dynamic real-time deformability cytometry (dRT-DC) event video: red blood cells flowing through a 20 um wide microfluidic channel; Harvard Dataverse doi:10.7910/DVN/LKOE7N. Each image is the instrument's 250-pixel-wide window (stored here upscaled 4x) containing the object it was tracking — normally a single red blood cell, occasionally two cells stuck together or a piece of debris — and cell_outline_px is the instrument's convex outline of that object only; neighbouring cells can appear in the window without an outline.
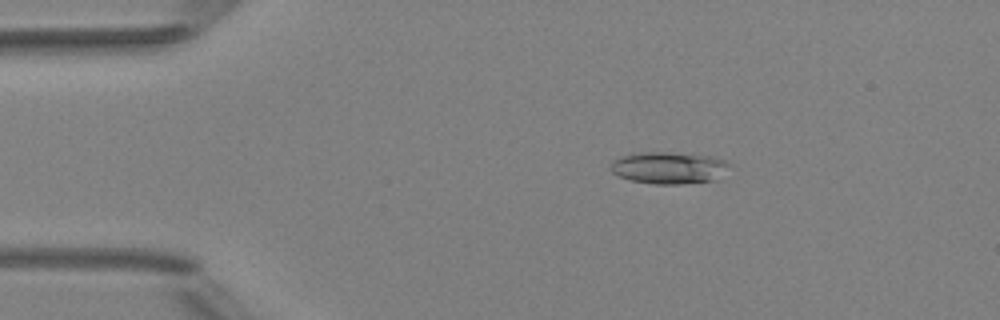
{"species": "Egyptian fruit bat (a non-hibernating species)", "species_latin": "Rousettus aegyptiacus", "temperature_condition": "room temperature", "stored_images_in_passage": 5, "camera_frame_rate_fps": 3000, "um_per_image_px": 0.085, "animal": {"sex": "female"}, "frame": {"image": 1, "passage_image": 1, "time_ms": 0.0, "image_size_px": [1000, 320], "cell_outline_px": [[728, 164], [716, 180], [680, 184], [656, 184], [632, 180], [620, 176], [612, 172], [608, 168], [612, 160], [636, 152], [668, 152], [712, 156], [724, 160]], "centroid_in_image_um": [56.78, 14.25], "position_along_channel_um": 28.2, "area_um2": 21.85}}
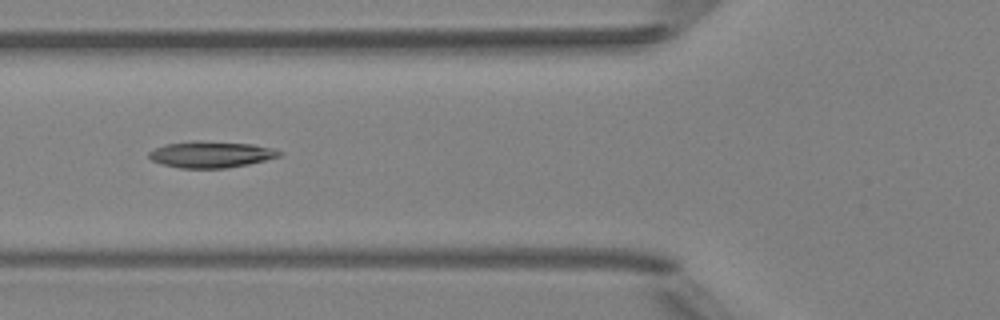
{"frame": {"image": 2, "passage_image": 4, "time_ms": 3.333, "image_size_px": [1000, 320], "cell_outline_px": [[284, 152], [280, 156], [248, 164], [224, 168], [180, 168], [164, 164], [152, 160], [148, 156], [148, 152], [164, 144], [196, 140], [252, 144], [272, 148]], "centroid_in_image_um": [17.93, 13.12], "position_along_channel_um": 107.9, "area_um2": 19.94}}
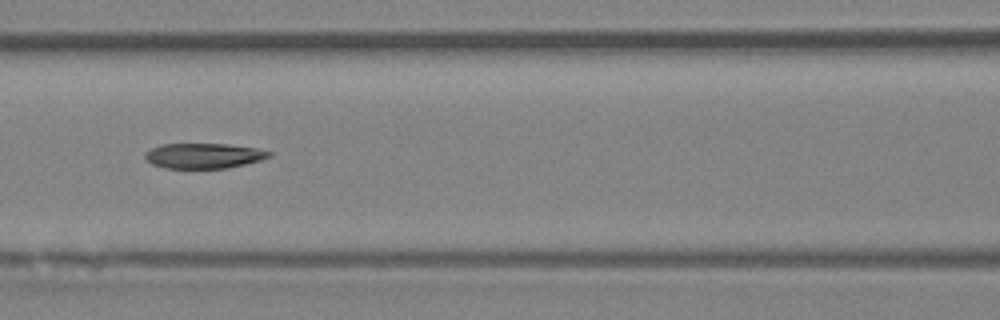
{"frame": {"image": 3, "passage_image": 5, "time_ms": 4.333, "image_size_px": [1000, 320], "cell_outline_px": [[272, 156], [260, 160], [228, 168], [168, 168], [152, 164], [144, 156], [144, 152], [160, 144], [228, 144], [256, 148], [272, 152]], "centroid_in_image_um": [17.32, 13.23], "position_along_channel_um": 149.3, "area_um2": 18.15}}